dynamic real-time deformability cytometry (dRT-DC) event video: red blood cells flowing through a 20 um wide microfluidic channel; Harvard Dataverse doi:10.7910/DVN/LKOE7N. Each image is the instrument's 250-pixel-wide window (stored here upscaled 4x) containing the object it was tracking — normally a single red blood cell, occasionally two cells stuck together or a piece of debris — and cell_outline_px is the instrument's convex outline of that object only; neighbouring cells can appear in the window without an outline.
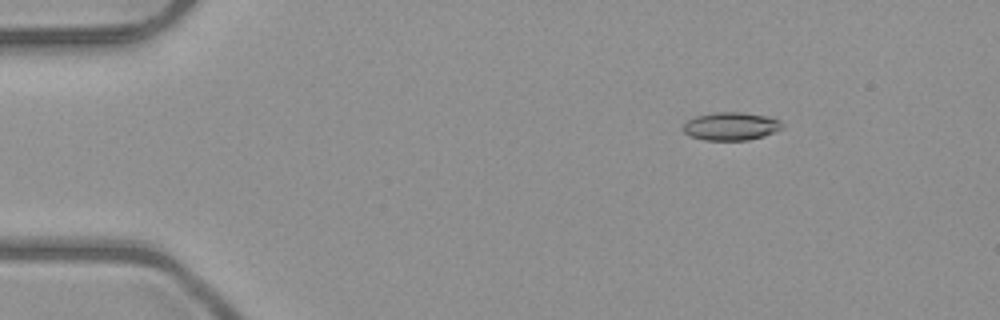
{"species": "common noctule bat (a hibernating species)", "species_latin": "Nyctalus noctula", "temperature_condition": "room temperature", "stored_images_in_passage": 51, "camera_frame_rate_fps": 3000, "um_per_image_px": 0.085, "animal": {"sex": "male", "body_mass_g": 23.1, "forearm_length_mm": 52.7}, "frame": {"image": 1, "passage_image": 7, "time_ms": 2.0, "image_size_px": [1000, 320], "cell_outline_px": [[784, 128], [776, 132], [764, 136], [748, 140], [704, 140], [688, 136], [680, 128], [688, 120], [696, 116], [716, 112], [740, 112], [768, 116], [780, 120], [784, 124]], "centroid_in_image_um": [62.15, 10.74], "position_along_channel_um": 22.9, "area_um2": 16.47}}
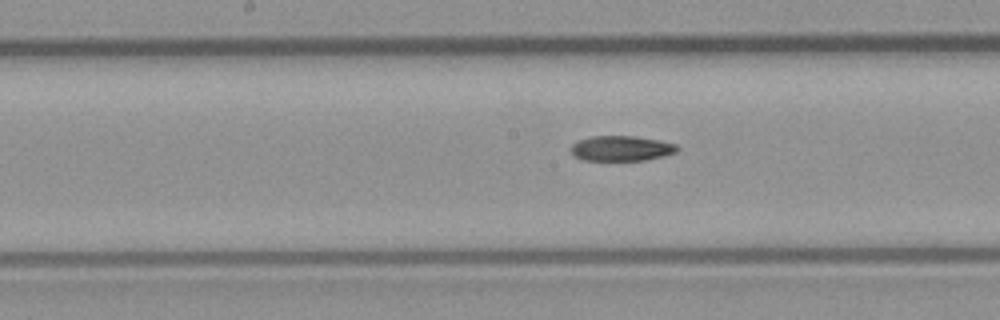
{"frame": {"image": 2, "passage_image": 26, "time_ms": 8.333, "image_size_px": [1000, 320], "cell_outline_px": [[680, 148], [676, 152], [664, 156], [644, 160], [580, 160], [572, 156], [572, 144], [580, 140], [592, 136], [636, 136], [660, 140], [676, 144]], "centroid_in_image_um": [52.83, 12.61], "position_along_channel_um": 195.4, "area_um2": 15.66}}
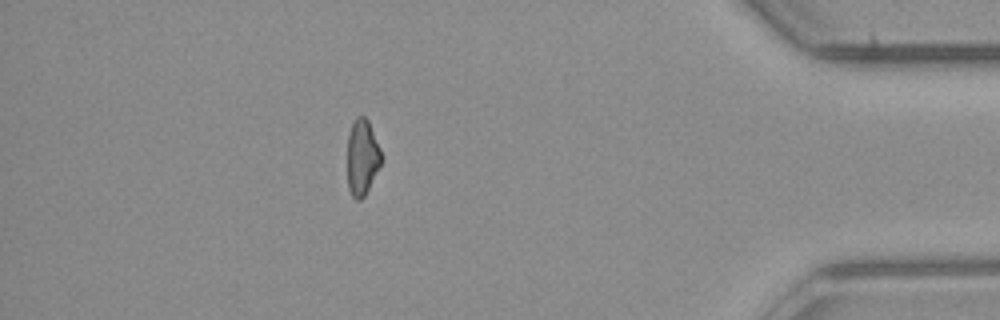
{"frame": {"image": 3, "passage_image": 45, "time_ms": 14.667, "image_size_px": [1000, 320], "cell_outline_px": [[384, 156], [364, 196], [360, 200], [356, 200], [352, 196], [348, 188], [348, 136], [352, 124], [356, 116], [364, 116], [368, 120]], "centroid_in_image_um": [30.79, 13.35], "position_along_channel_um": 404.4, "area_um2": 14.91}, "authors_computed_cell_mechanics": {"area_um2": 16.1262, "velocity_mm_per_s": 4.0362, "shape_relaxation_time_tau1_ms": 11.2982, "shape_relaxation_time_tau2_ms": null, "deformation_change_tau1": 0.2108, "deformation_change_tau2": null}}